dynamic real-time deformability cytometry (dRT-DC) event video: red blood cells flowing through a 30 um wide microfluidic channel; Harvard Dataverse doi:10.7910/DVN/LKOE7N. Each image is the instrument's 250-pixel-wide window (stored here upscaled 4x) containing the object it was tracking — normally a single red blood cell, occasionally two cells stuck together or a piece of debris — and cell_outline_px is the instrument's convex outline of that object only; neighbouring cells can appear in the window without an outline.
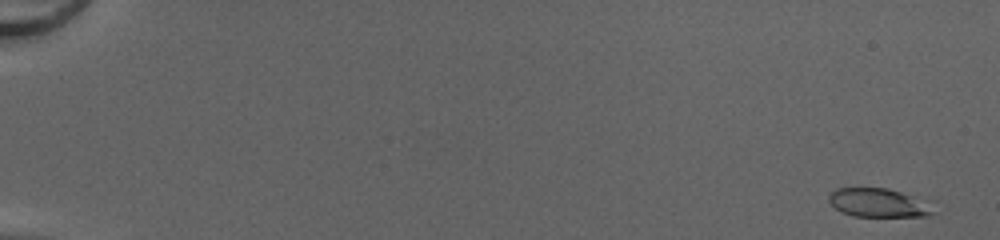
{"species": "common noctule bat (a hibernating species)", "species_latin": "Nyctalus noctula", "temperature_condition": "cold", "stored_images_in_passage": 50, "camera_frame_rate_fps": 3000, "um_per_image_px": 0.085, "animal": {"sex": "female", "body_mass_g": 20.0, "forearm_length_mm": 54.0}, "frame": {"image": 1, "passage_image": 1, "time_ms": 0.0, "image_size_px": [1000, 240], "cell_outline_px": [[936, 212], [928, 216], [852, 216], [836, 208], [828, 200], [828, 196], [836, 188], [888, 188], [936, 200]], "centroid_in_image_um": [74.88, 17.22], "position_along_channel_um": 10.1, "area_um2": 18.26}}
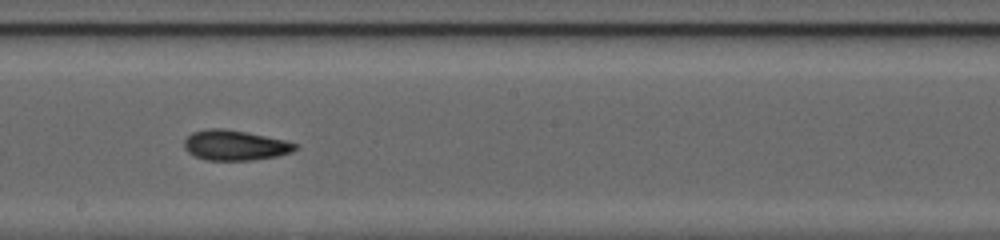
{"frame": {"image": 2, "passage_image": 30, "time_ms": 9.667, "image_size_px": [1000, 240], "cell_outline_px": [[300, 144], [292, 152], [276, 156], [252, 160], [204, 160], [188, 152], [184, 148], [184, 140], [192, 132], [208, 128], [224, 128], [284, 140]], "centroid_in_image_um": [19.95, 12.35], "position_along_channel_um": 228.2, "area_um2": 19.42}}
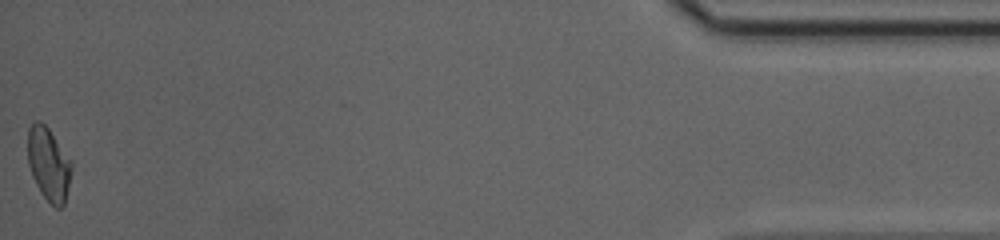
{"frame": {"image": 3, "passage_image": 50, "time_ms": 16.333, "image_size_px": [1000, 240], "cell_outline_px": [[72, 168], [64, 204], [60, 208], [56, 208], [40, 192], [32, 176], [28, 164], [28, 128], [36, 120], [40, 120], [48, 128], [72, 160]], "centroid_in_image_um": [4.13, 13.93], "position_along_channel_um": 431.1, "area_um2": 18.61}, "authors_computed_cell_mechanics": {"area_um2": 18.6694, "velocity_mm_per_s": 4.2575, "shape_relaxation_time_tau1_ms": 4.0727, "shape_relaxation_time_tau2_ms": 2.1907, "deformation_change_tau1": 0.1605, "deformation_change_tau2": 0.09}}